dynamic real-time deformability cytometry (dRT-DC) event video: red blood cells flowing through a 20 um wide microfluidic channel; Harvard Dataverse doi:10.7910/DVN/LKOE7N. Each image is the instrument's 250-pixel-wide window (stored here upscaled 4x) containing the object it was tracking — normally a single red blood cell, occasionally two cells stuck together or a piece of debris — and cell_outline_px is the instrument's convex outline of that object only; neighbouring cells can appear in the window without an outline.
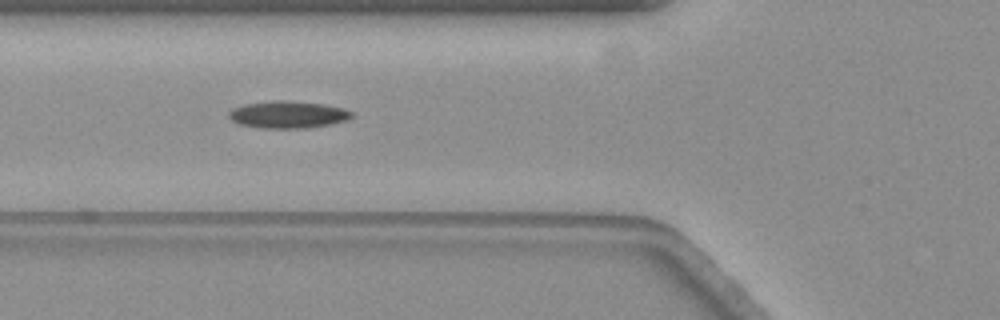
{"species": "common noctule bat (a hibernating species)", "species_latin": "Nyctalus noctula", "temperature_condition": "warm", "stored_images_in_passage": 44, "camera_frame_rate_fps": 3000, "um_per_image_px": 0.085, "animal": {"sex": "female", "body_mass_g": 19.3, "forearm_length_mm": 54.1}, "frame": {"image": 1, "passage_image": 7, "time_ms": 2.0, "image_size_px": [1000, 320], "cell_outline_px": [[352, 116], [348, 120], [332, 124], [308, 128], [256, 128], [240, 124], [232, 120], [228, 116], [228, 112], [232, 108], [244, 104], [276, 100], [288, 100], [324, 104], [344, 108], [352, 112]], "centroid_in_image_um": [24.47, 9.74], "position_along_channel_um": 101.3, "area_um2": 19.65}, "authors_computed_cell_mechanics": {"area_um2": 18.2937, "velocity_mm_per_s": 3.5375, "shape_relaxation_time_tau1_ms": 7.4176, "shape_relaxation_time_tau2_ms": 10.7572, "deformation_change_tau1": 0.184, "deformation_change_tau2": 0.2206}}